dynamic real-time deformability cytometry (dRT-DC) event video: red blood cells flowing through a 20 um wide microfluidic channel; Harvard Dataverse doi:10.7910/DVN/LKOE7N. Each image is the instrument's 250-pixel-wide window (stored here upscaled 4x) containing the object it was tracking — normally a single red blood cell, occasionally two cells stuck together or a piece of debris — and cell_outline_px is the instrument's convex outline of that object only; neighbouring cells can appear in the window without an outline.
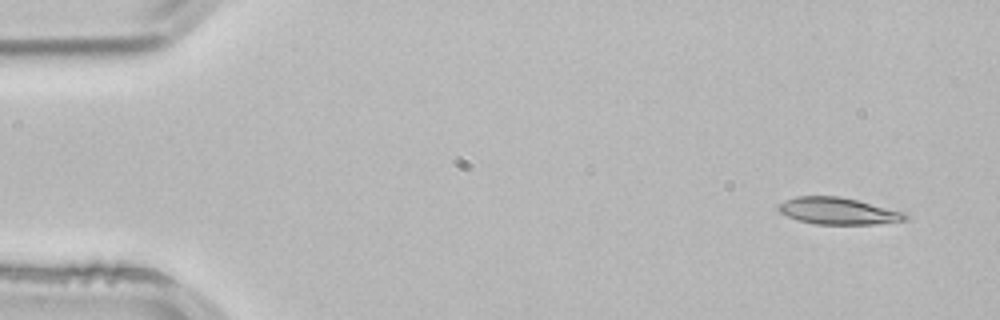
{"species": "common noctule bat (a hibernating species)", "species_latin": "Nyctalus noctula", "temperature_condition": "room temperature", "stored_images_in_passage": 4, "segment_of_instrument_passage": [1, 2], "camera_frame_rate_fps": 3000, "um_per_image_px": 0.085, "animal": {"sex": "male", "body_mass_g": 21.5, "forearm_length_mm": 52.0}, "frame": {"image": 1, "passage_image": 1, "time_ms": 0.0, "image_size_px": [1000, 320], "cell_outline_px": [[908, 220], [872, 224], [816, 224], [800, 220], [788, 216], [780, 212], [776, 208], [784, 200], [796, 196], [840, 196], [904, 212], [908, 216]], "centroid_in_image_um": [71.22, 17.93], "position_along_channel_um": 13.8, "area_um2": 19.59}}
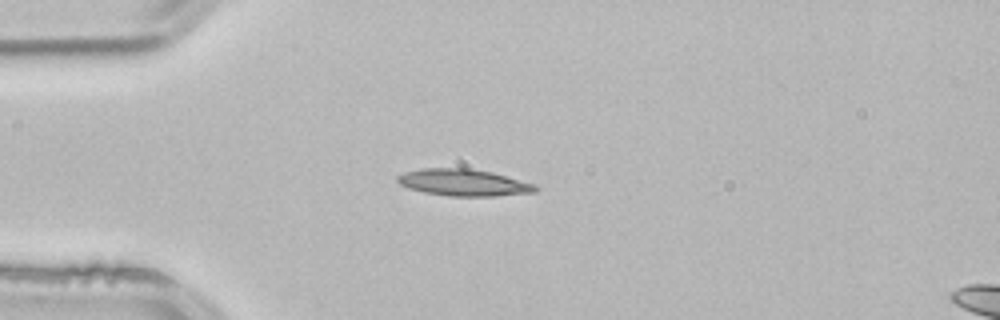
{"frame": {"image": 2, "passage_image": 3, "time_ms": 0.667, "image_size_px": [1000, 320], "cell_outline_px": [[540, 188], [536, 192], [492, 196], [448, 196], [424, 192], [408, 188], [400, 184], [396, 180], [396, 176], [404, 172], [424, 168], [468, 168], [492, 172], [536, 184]], "centroid_in_image_um": [39.41, 15.51], "position_along_channel_um": 45.6, "area_um2": 21.62}}